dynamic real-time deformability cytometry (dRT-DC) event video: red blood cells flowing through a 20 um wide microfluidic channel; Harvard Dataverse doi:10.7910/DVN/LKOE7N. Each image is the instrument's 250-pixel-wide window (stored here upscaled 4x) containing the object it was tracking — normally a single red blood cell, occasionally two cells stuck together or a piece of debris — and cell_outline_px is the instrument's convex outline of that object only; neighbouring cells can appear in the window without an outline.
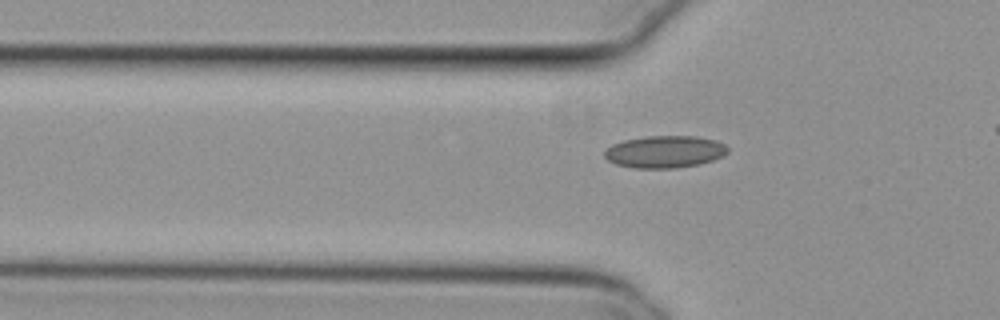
{"species": "common noctule bat (a hibernating species)", "species_latin": "Nyctalus noctula", "temperature_condition": "cold", "stored_images_in_passage": 43, "camera_frame_rate_fps": 3000, "um_per_image_px": 0.085, "animal": {"sex": "female", "body_mass_g": 29.2, "forearm_length_mm": 56.3}, "frame": {"image": 1, "passage_image": 14, "time_ms": 4.333, "image_size_px": [1000, 320], "cell_outline_px": [[728, 152], [724, 156], [700, 164], [676, 168], [636, 168], [616, 164], [608, 160], [604, 156], [604, 152], [612, 144], [624, 140], [644, 136], [696, 136], [716, 140], [724, 144], [728, 148]], "centroid_in_image_um": [56.52, 12.89], "position_along_channel_um": 69.3, "area_um2": 23.18}}
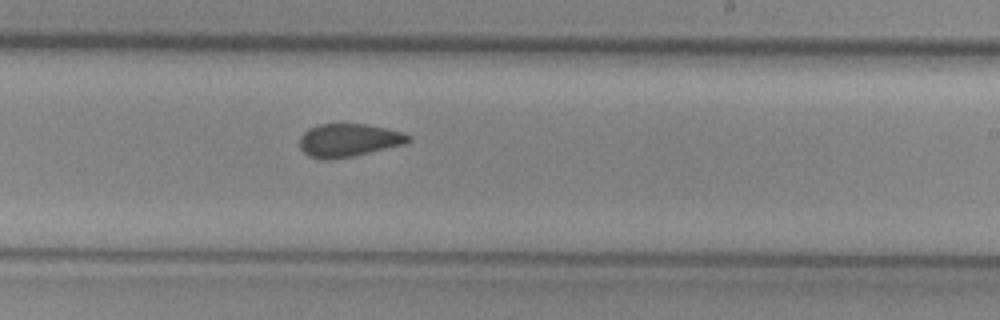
{"frame": {"image": 2, "passage_image": 29, "time_ms": 9.333, "image_size_px": [1000, 320], "cell_outline_px": [[412, 140], [404, 144], [352, 156], [332, 160], [320, 160], [308, 156], [300, 148], [300, 136], [308, 128], [320, 124], [364, 124], [384, 128], [400, 132], [412, 136]], "centroid_in_image_um": [29.59, 11.93], "position_along_channel_um": 259.4, "area_um2": 20.92}}
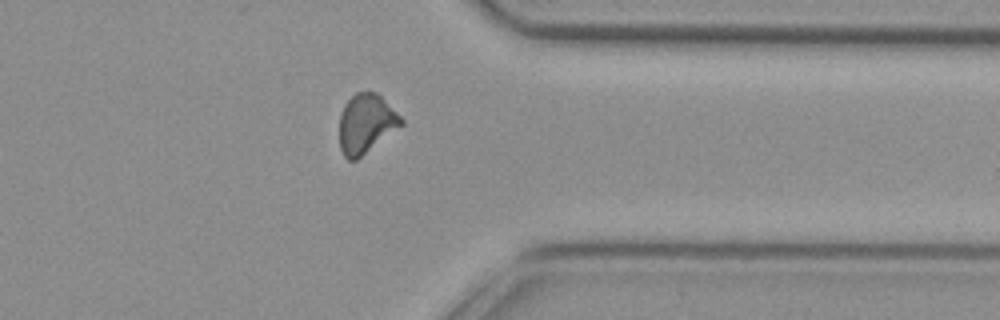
{"frame": {"image": 3, "passage_image": 39, "time_ms": 12.667, "image_size_px": [1000, 320], "cell_outline_px": [[404, 124], [356, 160], [348, 160], [344, 156], [340, 148], [340, 112], [344, 104], [356, 92], [376, 92], [404, 120]], "centroid_in_image_um": [31.1, 10.51], "position_along_channel_um": 380.3, "area_um2": 21.1}}